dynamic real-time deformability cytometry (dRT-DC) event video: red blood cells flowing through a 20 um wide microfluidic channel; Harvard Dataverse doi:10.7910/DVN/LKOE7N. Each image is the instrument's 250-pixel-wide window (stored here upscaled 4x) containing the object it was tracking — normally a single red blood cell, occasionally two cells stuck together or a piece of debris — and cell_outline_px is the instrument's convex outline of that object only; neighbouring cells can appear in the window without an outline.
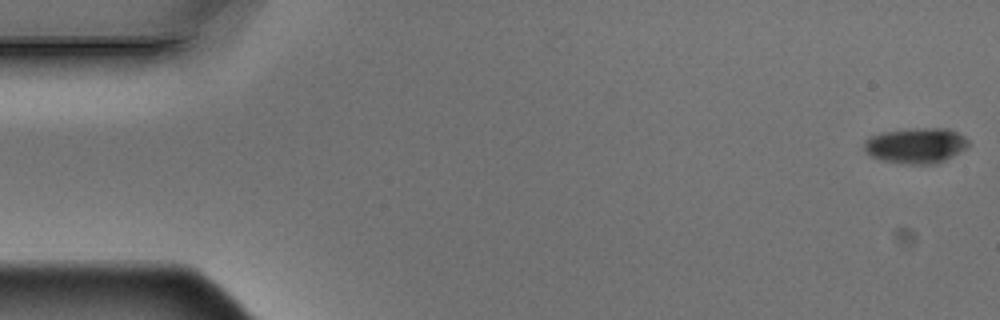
{"species": "Egyptian fruit bat (a non-hibernating species)", "species_latin": "Rousettus aegyptiacus", "temperature_condition": "warm", "stored_images_in_passage": 4, "camera_frame_rate_fps": 3000, "um_per_image_px": 0.085, "animal": {"sex": "male"}, "frame": {"image": 1, "passage_image": 1, "time_ms": 0.0, "image_size_px": [1000, 320], "cell_outline_px": [[968, 144], [964, 148], [952, 156], [936, 164], [908, 164], [880, 160], [872, 156], [864, 148], [864, 140], [872, 136], [884, 132], [912, 128], [948, 128], [964, 136], [968, 140]], "centroid_in_image_um": [77.85, 12.37], "position_along_channel_um": 7.2, "area_um2": 21.33}}